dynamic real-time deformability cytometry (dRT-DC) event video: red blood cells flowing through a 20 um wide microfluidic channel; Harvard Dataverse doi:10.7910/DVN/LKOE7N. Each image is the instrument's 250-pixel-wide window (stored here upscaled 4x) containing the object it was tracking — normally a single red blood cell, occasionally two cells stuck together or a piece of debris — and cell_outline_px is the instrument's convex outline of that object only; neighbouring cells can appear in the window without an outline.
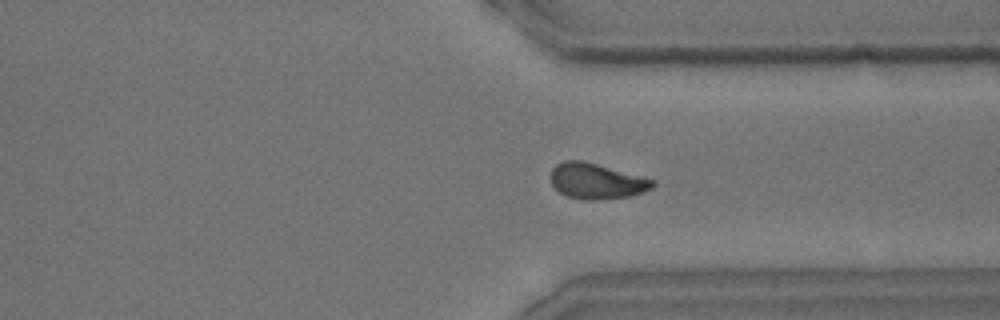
{"species": "common noctule bat (a hibernating species)", "species_latin": "Nyctalus noctula", "temperature_condition": "room temperature", "stored_images_in_passage": 45, "camera_frame_rate_fps": 3000, "um_per_image_px": 0.085, "animal": {"sex": "male", "body_mass_g": 15.6}, "frame": {"image": 1, "passage_image": 32, "time_ms": 10.333, "image_size_px": [1000, 320], "cell_outline_px": [[656, 184], [652, 188], [628, 196], [596, 200], [584, 200], [568, 196], [560, 192], [552, 184], [548, 176], [552, 168], [556, 164], [564, 160], [580, 160], [596, 164], [656, 180]], "centroid_in_image_um": [50.66, 15.39], "position_along_channel_um": 360.7, "area_um2": 21.04}}
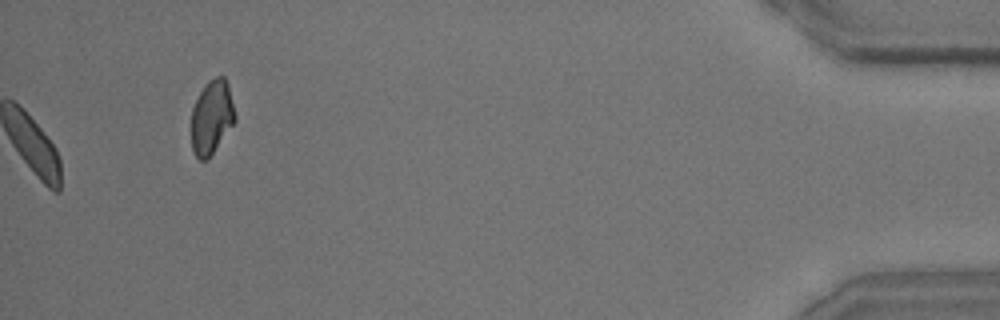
{"frame": {"image": 2, "passage_image": 45, "time_ms": 14.667, "image_size_px": [1000, 320], "cell_outline_px": [[236, 120], [212, 152], [204, 160], [200, 160], [192, 152], [192, 108], [204, 84], [208, 80], [216, 76], [224, 76], [228, 84], [236, 116]], "centroid_in_image_um": [17.99, 9.91], "position_along_channel_um": 417.2, "area_um2": 18.55}, "authors_computed_cell_mechanics": {"area_um2": 20.5768, "velocity_mm_per_s": 3.953, "shape_relaxation_time_tau1_ms": 3.5861, "shape_relaxation_time_tau2_ms": 2.0087, "deformation_change_tau1": 0.1119, "deformation_change_tau2": 0.0723}}